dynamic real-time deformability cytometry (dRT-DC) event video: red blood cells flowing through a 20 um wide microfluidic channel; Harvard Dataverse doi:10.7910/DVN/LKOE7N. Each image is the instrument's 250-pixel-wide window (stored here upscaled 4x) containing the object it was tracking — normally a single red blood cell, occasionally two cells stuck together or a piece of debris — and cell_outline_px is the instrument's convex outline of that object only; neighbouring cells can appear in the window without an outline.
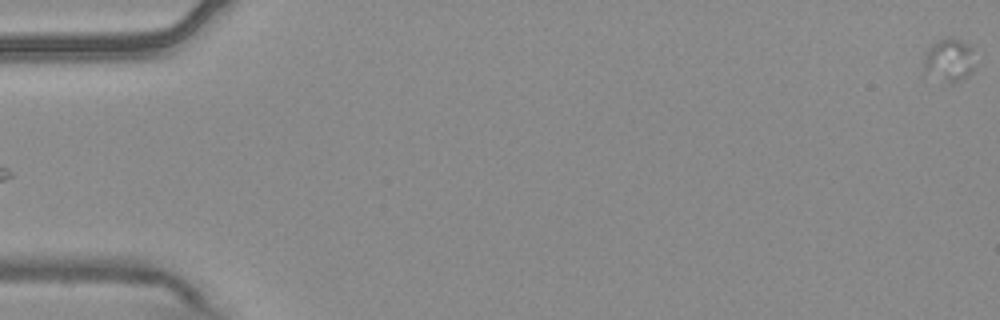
{"species": "common noctule bat (a hibernating species)", "species_latin": "Nyctalus noctula", "temperature_condition": "warm", "stored_images_in_passage": 3, "camera_frame_rate_fps": 3000, "um_per_image_px": 0.085, "animal": {"sex": "male", "body_mass_g": 20.4}, "frame": {"image": 1, "passage_image": 3, "time_ms": 0.667, "image_size_px": [1000, 320], "cell_outline_px": [[972, 72], [968, 76], [952, 84], [948, 84], [924, 72], [924, 52], [932, 44], [940, 40], [960, 40], [972, 44]], "centroid_in_image_um": [80.65, 5.15], "position_along_channel_um": 4.3, "area_um2": 12.72}}